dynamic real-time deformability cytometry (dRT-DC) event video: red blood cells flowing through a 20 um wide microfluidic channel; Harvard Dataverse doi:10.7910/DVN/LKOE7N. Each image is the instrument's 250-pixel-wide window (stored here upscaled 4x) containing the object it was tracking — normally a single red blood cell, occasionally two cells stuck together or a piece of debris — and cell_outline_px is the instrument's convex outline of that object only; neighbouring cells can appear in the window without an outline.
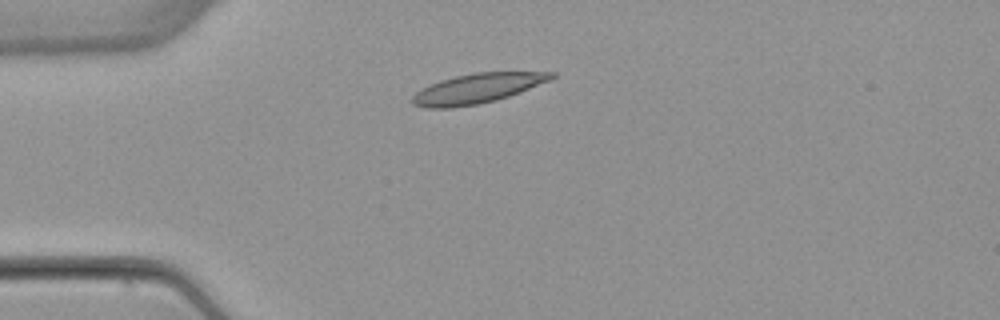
{"species": "common noctule bat (a hibernating species)", "species_latin": "Nyctalus noctula", "temperature_condition": "warm", "stored_images_in_passage": 40, "camera_frame_rate_fps": 3000, "um_per_image_px": 0.085, "animal": {"sex": "female", "body_mass_g": 22.7, "forearm_length_mm": 54.2}, "frame": {"image": 1, "passage_image": 1, "time_ms": 0.0, "image_size_px": [1000, 320], "cell_outline_px": [[556, 76], [552, 80], [520, 92], [496, 100], [480, 104], [452, 108], [424, 108], [412, 104], [408, 100], [420, 88], [440, 80], [456, 76], [476, 72], [556, 72]], "centroid_in_image_um": [40.53, 7.53], "position_along_channel_um": 44.5, "area_um2": 24.39}}
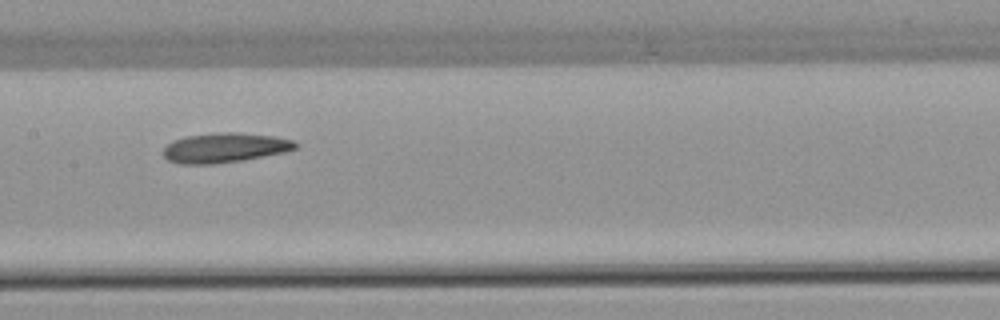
{"frame": {"image": 2, "passage_image": 14, "time_ms": 4.333, "image_size_px": [1000, 320], "cell_outline_px": [[296, 148], [284, 152], [264, 156], [240, 160], [212, 164], [180, 164], [168, 160], [164, 156], [164, 148], [172, 140], [184, 136], [220, 132], [236, 132], [276, 136], [292, 140], [296, 144]], "centroid_in_image_um": [19.07, 12.55], "position_along_channel_um": 188.3, "area_um2": 22.77}}
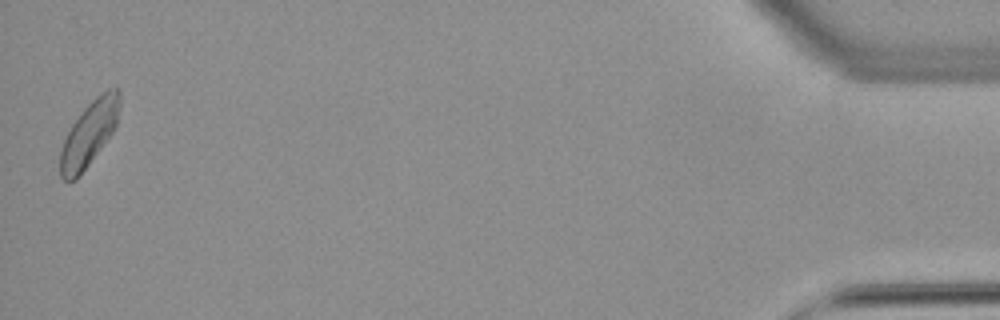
{"frame": {"image": 3, "passage_image": 40, "time_ms": 13.0, "image_size_px": [1000, 320], "cell_outline_px": [[120, 104], [116, 124], [112, 132], [76, 180], [64, 180], [60, 176], [60, 152], [64, 140], [72, 124], [84, 108], [100, 92], [108, 88], [120, 88]], "centroid_in_image_um": [7.58, 11.32], "position_along_channel_um": 427.6, "area_um2": 22.02}, "authors_computed_cell_mechanics": {"area_um2": 22.4553, "velocity_mm_per_s": 3.8289, "shape_relaxation_time_tau1_ms": 8.6321, "shape_relaxation_time_tau2_ms": null, "deformation_change_tau1": 0.202, "deformation_change_tau2": null}}